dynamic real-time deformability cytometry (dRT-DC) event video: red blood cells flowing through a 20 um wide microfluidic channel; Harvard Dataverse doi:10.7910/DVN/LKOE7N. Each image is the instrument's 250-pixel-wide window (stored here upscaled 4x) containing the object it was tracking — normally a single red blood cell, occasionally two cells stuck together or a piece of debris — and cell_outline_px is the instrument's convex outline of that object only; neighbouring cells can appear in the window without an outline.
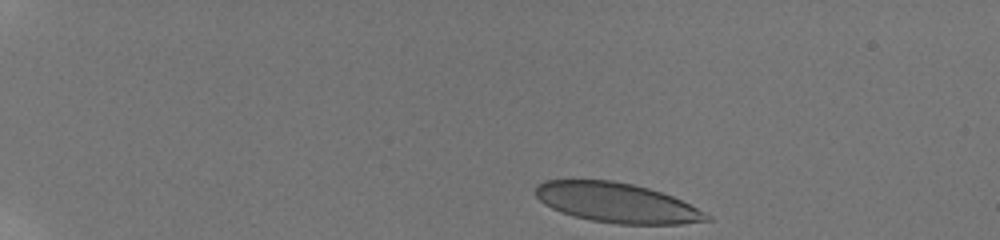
{"species": "human", "species_latin": "Homo sapiens", "temperature_condition": "room temperature", "stored_images_in_passage": 10, "camera_frame_rate_fps": 3000, "um_per_image_px": 0.085, "donor": {"sex": "male"}, "frame": {"image": 1, "passage_image": 1, "time_ms": 0.0, "image_size_px": [1000, 240], "cell_outline_px": [[712, 220], [680, 224], [616, 224], [592, 220], [560, 212], [544, 204], [536, 196], [536, 188], [544, 180], [612, 180], [632, 184], [648, 188], [672, 196], [712, 216]], "centroid_in_image_um": [52.43, 17.24], "position_along_channel_um": 32.6, "area_um2": 39.25}}